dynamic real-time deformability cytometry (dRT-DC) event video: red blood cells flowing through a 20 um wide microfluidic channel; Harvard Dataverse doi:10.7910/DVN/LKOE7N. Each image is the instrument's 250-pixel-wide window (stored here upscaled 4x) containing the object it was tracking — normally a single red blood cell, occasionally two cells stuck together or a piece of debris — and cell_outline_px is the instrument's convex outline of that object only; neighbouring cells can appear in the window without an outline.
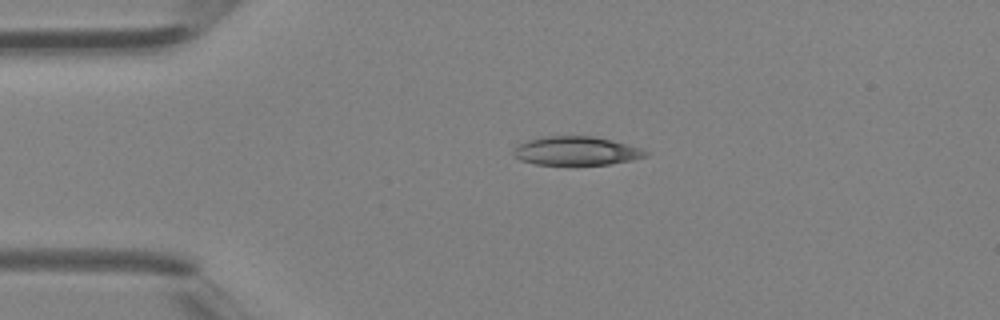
{"species": "Egyptian fruit bat (a non-hibernating species)", "species_latin": "Rousettus aegyptiacus", "temperature_condition": "room temperature", "stored_images_in_passage": 32, "camera_frame_rate_fps": 3000, "um_per_image_px": 0.085, "animal": {"sex": "female"}, "frame": {"image": 1, "passage_image": 1, "time_ms": 0.0, "image_size_px": [1000, 320], "cell_outline_px": [[648, 156], [632, 160], [608, 164], [536, 164], [520, 160], [512, 156], [512, 152], [520, 144], [528, 140], [548, 136], [592, 136], [612, 140], [628, 144], [640, 148], [648, 152]], "centroid_in_image_um": [48.99, 12.82], "position_along_channel_um": 36.0, "area_um2": 21.91}}
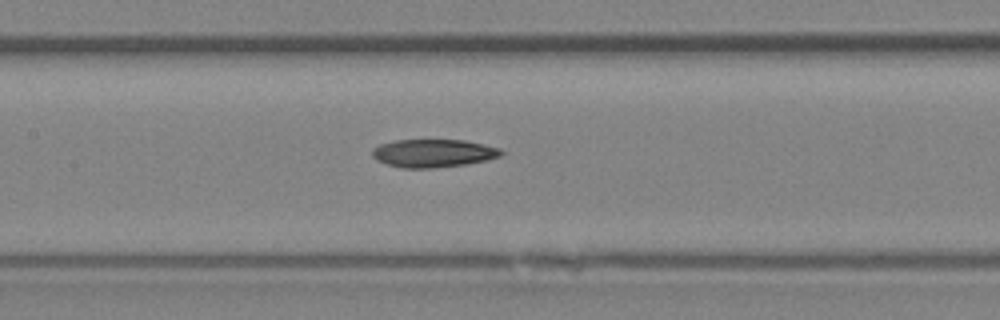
{"frame": {"image": 2, "passage_image": 11, "time_ms": 3.333, "image_size_px": [1000, 320], "cell_outline_px": [[504, 152], [500, 156], [488, 160], [464, 164], [432, 168], [400, 168], [376, 160], [372, 156], [372, 148], [380, 144], [396, 140], [464, 140], [484, 144], [500, 148]], "centroid_in_image_um": [36.82, 13.02], "position_along_channel_um": 170.6, "area_um2": 21.1}}
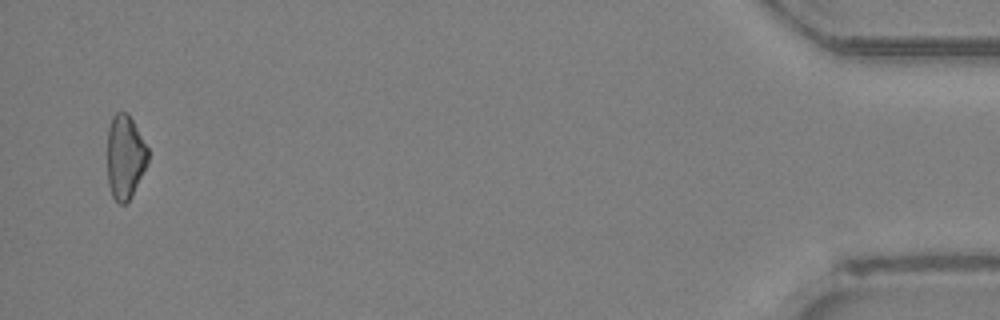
{"frame": {"image": 3, "passage_image": 31, "time_ms": 10.0, "image_size_px": [1000, 320], "cell_outline_px": [[148, 164], [132, 196], [124, 204], [120, 204], [112, 196], [108, 184], [108, 128], [112, 116], [116, 112], [128, 112], [148, 148]], "centroid_in_image_um": [10.64, 13.34], "position_along_channel_um": 424.6, "area_um2": 20.0}}